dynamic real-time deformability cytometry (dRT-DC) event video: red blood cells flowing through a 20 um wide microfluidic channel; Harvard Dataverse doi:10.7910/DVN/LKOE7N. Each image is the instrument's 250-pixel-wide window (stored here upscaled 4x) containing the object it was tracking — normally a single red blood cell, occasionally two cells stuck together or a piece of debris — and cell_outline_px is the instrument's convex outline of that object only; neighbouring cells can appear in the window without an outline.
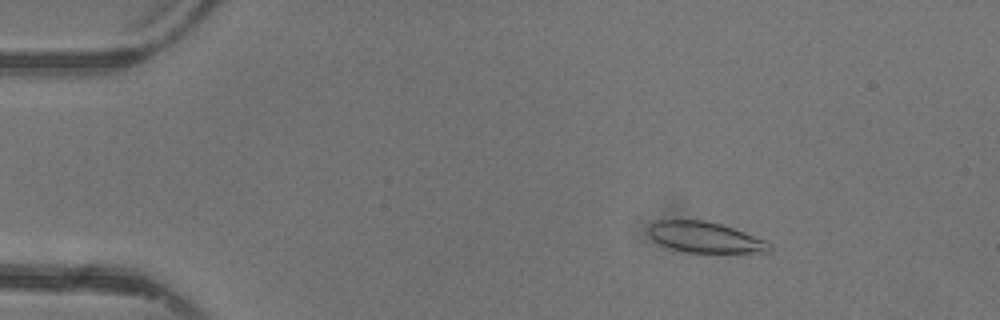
{"species": "common noctule bat (a hibernating species)", "species_latin": "Nyctalus noctula", "temperature_condition": "warm", "stored_images_in_passage": 6, "camera_frame_rate_fps": 3000, "um_per_image_px": 0.085, "animal": {"sex": "female"}, "frame": {"image": 1, "passage_image": 3, "time_ms": 2.333, "image_size_px": [1000, 320], "cell_outline_px": [[772, 248], [768, 252], [688, 252], [672, 248], [660, 244], [648, 232], [648, 228], [656, 220], [704, 220], [720, 224], [744, 232], [764, 240], [772, 244]], "centroid_in_image_um": [59.94, 20.16], "position_along_channel_um": 25.1, "area_um2": 21.21}}